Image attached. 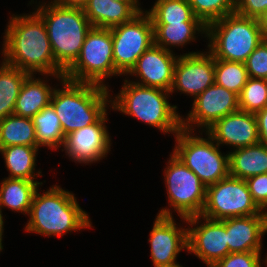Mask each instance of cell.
Returning <instances> with one entry per match:
<instances>
[{
  "instance_id": "33",
  "label": "cell",
  "mask_w": 267,
  "mask_h": 267,
  "mask_svg": "<svg viewBox=\"0 0 267 267\" xmlns=\"http://www.w3.org/2000/svg\"><path fill=\"white\" fill-rule=\"evenodd\" d=\"M250 78L267 80V38H264L245 61Z\"/></svg>"
},
{
  "instance_id": "32",
  "label": "cell",
  "mask_w": 267,
  "mask_h": 267,
  "mask_svg": "<svg viewBox=\"0 0 267 267\" xmlns=\"http://www.w3.org/2000/svg\"><path fill=\"white\" fill-rule=\"evenodd\" d=\"M192 11L206 26L235 12L236 0H188Z\"/></svg>"
},
{
  "instance_id": "12",
  "label": "cell",
  "mask_w": 267,
  "mask_h": 267,
  "mask_svg": "<svg viewBox=\"0 0 267 267\" xmlns=\"http://www.w3.org/2000/svg\"><path fill=\"white\" fill-rule=\"evenodd\" d=\"M201 219L205 222L199 225ZM182 220L191 226L187 228V252L194 253L208 267L230 253L227 244V230L221 220L209 219L202 215ZM194 225L196 227L192 228Z\"/></svg>"
},
{
  "instance_id": "37",
  "label": "cell",
  "mask_w": 267,
  "mask_h": 267,
  "mask_svg": "<svg viewBox=\"0 0 267 267\" xmlns=\"http://www.w3.org/2000/svg\"><path fill=\"white\" fill-rule=\"evenodd\" d=\"M255 115L258 125L259 143L267 146V106Z\"/></svg>"
},
{
  "instance_id": "13",
  "label": "cell",
  "mask_w": 267,
  "mask_h": 267,
  "mask_svg": "<svg viewBox=\"0 0 267 267\" xmlns=\"http://www.w3.org/2000/svg\"><path fill=\"white\" fill-rule=\"evenodd\" d=\"M151 259L154 267H175L180 251L188 249L187 228H180L173 219L171 210L163 208L157 214L150 233Z\"/></svg>"
},
{
  "instance_id": "22",
  "label": "cell",
  "mask_w": 267,
  "mask_h": 267,
  "mask_svg": "<svg viewBox=\"0 0 267 267\" xmlns=\"http://www.w3.org/2000/svg\"><path fill=\"white\" fill-rule=\"evenodd\" d=\"M29 74L20 89L16 100L14 114L33 118L43 108L50 104L54 88L47 85L43 79H36Z\"/></svg>"
},
{
  "instance_id": "1",
  "label": "cell",
  "mask_w": 267,
  "mask_h": 267,
  "mask_svg": "<svg viewBox=\"0 0 267 267\" xmlns=\"http://www.w3.org/2000/svg\"><path fill=\"white\" fill-rule=\"evenodd\" d=\"M12 16L4 35L3 62L29 74L39 72L63 80L65 71L55 61L42 18L35 11Z\"/></svg>"
},
{
  "instance_id": "38",
  "label": "cell",
  "mask_w": 267,
  "mask_h": 267,
  "mask_svg": "<svg viewBox=\"0 0 267 267\" xmlns=\"http://www.w3.org/2000/svg\"><path fill=\"white\" fill-rule=\"evenodd\" d=\"M88 0H53V2L62 7L83 8Z\"/></svg>"
},
{
  "instance_id": "30",
  "label": "cell",
  "mask_w": 267,
  "mask_h": 267,
  "mask_svg": "<svg viewBox=\"0 0 267 267\" xmlns=\"http://www.w3.org/2000/svg\"><path fill=\"white\" fill-rule=\"evenodd\" d=\"M215 83L240 95L249 78L245 63L214 58Z\"/></svg>"
},
{
  "instance_id": "8",
  "label": "cell",
  "mask_w": 267,
  "mask_h": 267,
  "mask_svg": "<svg viewBox=\"0 0 267 267\" xmlns=\"http://www.w3.org/2000/svg\"><path fill=\"white\" fill-rule=\"evenodd\" d=\"M114 75L121 74L114 66L111 29L92 27L87 33L79 57L65 71L64 78L107 87L103 83L104 78Z\"/></svg>"
},
{
  "instance_id": "39",
  "label": "cell",
  "mask_w": 267,
  "mask_h": 267,
  "mask_svg": "<svg viewBox=\"0 0 267 267\" xmlns=\"http://www.w3.org/2000/svg\"><path fill=\"white\" fill-rule=\"evenodd\" d=\"M260 24H261V26L263 28V32H264L265 38H267V11L262 16V18L260 19Z\"/></svg>"
},
{
  "instance_id": "11",
  "label": "cell",
  "mask_w": 267,
  "mask_h": 267,
  "mask_svg": "<svg viewBox=\"0 0 267 267\" xmlns=\"http://www.w3.org/2000/svg\"><path fill=\"white\" fill-rule=\"evenodd\" d=\"M111 35L115 69L125 76L154 44L152 19L142 10L131 21L111 28Z\"/></svg>"
},
{
  "instance_id": "9",
  "label": "cell",
  "mask_w": 267,
  "mask_h": 267,
  "mask_svg": "<svg viewBox=\"0 0 267 267\" xmlns=\"http://www.w3.org/2000/svg\"><path fill=\"white\" fill-rule=\"evenodd\" d=\"M261 212L253 201L245 180L229 175L206 187V201L201 213L206 218L222 220Z\"/></svg>"
},
{
  "instance_id": "29",
  "label": "cell",
  "mask_w": 267,
  "mask_h": 267,
  "mask_svg": "<svg viewBox=\"0 0 267 267\" xmlns=\"http://www.w3.org/2000/svg\"><path fill=\"white\" fill-rule=\"evenodd\" d=\"M153 24L202 22L195 17L188 0H157L150 11Z\"/></svg>"
},
{
  "instance_id": "40",
  "label": "cell",
  "mask_w": 267,
  "mask_h": 267,
  "mask_svg": "<svg viewBox=\"0 0 267 267\" xmlns=\"http://www.w3.org/2000/svg\"><path fill=\"white\" fill-rule=\"evenodd\" d=\"M3 214H2V211H1V209H0V252H1V250L3 249V246H2V235H3V224H4V219H3V216H2Z\"/></svg>"
},
{
  "instance_id": "10",
  "label": "cell",
  "mask_w": 267,
  "mask_h": 267,
  "mask_svg": "<svg viewBox=\"0 0 267 267\" xmlns=\"http://www.w3.org/2000/svg\"><path fill=\"white\" fill-rule=\"evenodd\" d=\"M169 206L178 216L189 218L201 215L206 201V186L199 177L173 153L164 170Z\"/></svg>"
},
{
  "instance_id": "26",
  "label": "cell",
  "mask_w": 267,
  "mask_h": 267,
  "mask_svg": "<svg viewBox=\"0 0 267 267\" xmlns=\"http://www.w3.org/2000/svg\"><path fill=\"white\" fill-rule=\"evenodd\" d=\"M39 147L32 146H7L0 148L7 170L10 172L8 178L26 179L34 181L35 177L41 176L35 172V161Z\"/></svg>"
},
{
  "instance_id": "19",
  "label": "cell",
  "mask_w": 267,
  "mask_h": 267,
  "mask_svg": "<svg viewBox=\"0 0 267 267\" xmlns=\"http://www.w3.org/2000/svg\"><path fill=\"white\" fill-rule=\"evenodd\" d=\"M227 230V244L230 253L261 252L262 236L267 233V217L257 215L230 217L221 220Z\"/></svg>"
},
{
  "instance_id": "15",
  "label": "cell",
  "mask_w": 267,
  "mask_h": 267,
  "mask_svg": "<svg viewBox=\"0 0 267 267\" xmlns=\"http://www.w3.org/2000/svg\"><path fill=\"white\" fill-rule=\"evenodd\" d=\"M206 53L189 52L178 57L171 94L176 90L196 98L215 83L214 57Z\"/></svg>"
},
{
  "instance_id": "20",
  "label": "cell",
  "mask_w": 267,
  "mask_h": 267,
  "mask_svg": "<svg viewBox=\"0 0 267 267\" xmlns=\"http://www.w3.org/2000/svg\"><path fill=\"white\" fill-rule=\"evenodd\" d=\"M138 1L88 0L84 14L93 27L111 29L131 21L142 9Z\"/></svg>"
},
{
  "instance_id": "6",
  "label": "cell",
  "mask_w": 267,
  "mask_h": 267,
  "mask_svg": "<svg viewBox=\"0 0 267 267\" xmlns=\"http://www.w3.org/2000/svg\"><path fill=\"white\" fill-rule=\"evenodd\" d=\"M209 52L215 59L245 63L265 38L259 19L236 12L207 25Z\"/></svg>"
},
{
  "instance_id": "34",
  "label": "cell",
  "mask_w": 267,
  "mask_h": 267,
  "mask_svg": "<svg viewBox=\"0 0 267 267\" xmlns=\"http://www.w3.org/2000/svg\"><path fill=\"white\" fill-rule=\"evenodd\" d=\"M261 252L229 253L211 267H262Z\"/></svg>"
},
{
  "instance_id": "18",
  "label": "cell",
  "mask_w": 267,
  "mask_h": 267,
  "mask_svg": "<svg viewBox=\"0 0 267 267\" xmlns=\"http://www.w3.org/2000/svg\"><path fill=\"white\" fill-rule=\"evenodd\" d=\"M219 146L230 145L236 149L259 143V132L256 115L237 111L217 120L206 130Z\"/></svg>"
},
{
  "instance_id": "43",
  "label": "cell",
  "mask_w": 267,
  "mask_h": 267,
  "mask_svg": "<svg viewBox=\"0 0 267 267\" xmlns=\"http://www.w3.org/2000/svg\"><path fill=\"white\" fill-rule=\"evenodd\" d=\"M263 262L267 265V257L265 258V260Z\"/></svg>"
},
{
  "instance_id": "4",
  "label": "cell",
  "mask_w": 267,
  "mask_h": 267,
  "mask_svg": "<svg viewBox=\"0 0 267 267\" xmlns=\"http://www.w3.org/2000/svg\"><path fill=\"white\" fill-rule=\"evenodd\" d=\"M170 91L142 86L125 80L120 93L110 100L113 110L137 118L163 133L176 135L182 129V116L168 101Z\"/></svg>"
},
{
  "instance_id": "14",
  "label": "cell",
  "mask_w": 267,
  "mask_h": 267,
  "mask_svg": "<svg viewBox=\"0 0 267 267\" xmlns=\"http://www.w3.org/2000/svg\"><path fill=\"white\" fill-rule=\"evenodd\" d=\"M239 110L238 95L214 83L194 98L192 110L182 118V129L194 132V125L206 131L217 120Z\"/></svg>"
},
{
  "instance_id": "36",
  "label": "cell",
  "mask_w": 267,
  "mask_h": 267,
  "mask_svg": "<svg viewBox=\"0 0 267 267\" xmlns=\"http://www.w3.org/2000/svg\"><path fill=\"white\" fill-rule=\"evenodd\" d=\"M267 11V0H236L235 12L255 19H261Z\"/></svg>"
},
{
  "instance_id": "17",
  "label": "cell",
  "mask_w": 267,
  "mask_h": 267,
  "mask_svg": "<svg viewBox=\"0 0 267 267\" xmlns=\"http://www.w3.org/2000/svg\"><path fill=\"white\" fill-rule=\"evenodd\" d=\"M177 59L172 50L153 44L138 58L128 74L141 78V83L132 81L136 84L170 91Z\"/></svg>"
},
{
  "instance_id": "41",
  "label": "cell",
  "mask_w": 267,
  "mask_h": 267,
  "mask_svg": "<svg viewBox=\"0 0 267 267\" xmlns=\"http://www.w3.org/2000/svg\"><path fill=\"white\" fill-rule=\"evenodd\" d=\"M262 212L266 215L267 217V206L262 210Z\"/></svg>"
},
{
  "instance_id": "5",
  "label": "cell",
  "mask_w": 267,
  "mask_h": 267,
  "mask_svg": "<svg viewBox=\"0 0 267 267\" xmlns=\"http://www.w3.org/2000/svg\"><path fill=\"white\" fill-rule=\"evenodd\" d=\"M37 5L45 23L56 63L66 71L79 57L87 33L93 27L83 8L62 7L53 1Z\"/></svg>"
},
{
  "instance_id": "16",
  "label": "cell",
  "mask_w": 267,
  "mask_h": 267,
  "mask_svg": "<svg viewBox=\"0 0 267 267\" xmlns=\"http://www.w3.org/2000/svg\"><path fill=\"white\" fill-rule=\"evenodd\" d=\"M107 111L94 123L65 136L63 147L70 159L78 163H94L107 155L111 139L105 123Z\"/></svg>"
},
{
  "instance_id": "2",
  "label": "cell",
  "mask_w": 267,
  "mask_h": 267,
  "mask_svg": "<svg viewBox=\"0 0 267 267\" xmlns=\"http://www.w3.org/2000/svg\"><path fill=\"white\" fill-rule=\"evenodd\" d=\"M38 191L33 197L25 231L61 237L67 232L92 227L87 212L79 206L73 193L58 185L43 194Z\"/></svg>"
},
{
  "instance_id": "25",
  "label": "cell",
  "mask_w": 267,
  "mask_h": 267,
  "mask_svg": "<svg viewBox=\"0 0 267 267\" xmlns=\"http://www.w3.org/2000/svg\"><path fill=\"white\" fill-rule=\"evenodd\" d=\"M21 145L40 147L32 118L11 114L0 119V148Z\"/></svg>"
},
{
  "instance_id": "23",
  "label": "cell",
  "mask_w": 267,
  "mask_h": 267,
  "mask_svg": "<svg viewBox=\"0 0 267 267\" xmlns=\"http://www.w3.org/2000/svg\"><path fill=\"white\" fill-rule=\"evenodd\" d=\"M42 182L26 179L4 178L0 185V209L29 214L33 197Z\"/></svg>"
},
{
  "instance_id": "28",
  "label": "cell",
  "mask_w": 267,
  "mask_h": 267,
  "mask_svg": "<svg viewBox=\"0 0 267 267\" xmlns=\"http://www.w3.org/2000/svg\"><path fill=\"white\" fill-rule=\"evenodd\" d=\"M32 120L40 147L46 146L52 150L61 148L65 136L62 132L60 119L51 104L37 113Z\"/></svg>"
},
{
  "instance_id": "31",
  "label": "cell",
  "mask_w": 267,
  "mask_h": 267,
  "mask_svg": "<svg viewBox=\"0 0 267 267\" xmlns=\"http://www.w3.org/2000/svg\"><path fill=\"white\" fill-rule=\"evenodd\" d=\"M239 98L240 111L256 114L267 106V80L248 78Z\"/></svg>"
},
{
  "instance_id": "21",
  "label": "cell",
  "mask_w": 267,
  "mask_h": 267,
  "mask_svg": "<svg viewBox=\"0 0 267 267\" xmlns=\"http://www.w3.org/2000/svg\"><path fill=\"white\" fill-rule=\"evenodd\" d=\"M229 154V175L246 180L267 173V146L258 143L235 149Z\"/></svg>"
},
{
  "instance_id": "3",
  "label": "cell",
  "mask_w": 267,
  "mask_h": 267,
  "mask_svg": "<svg viewBox=\"0 0 267 267\" xmlns=\"http://www.w3.org/2000/svg\"><path fill=\"white\" fill-rule=\"evenodd\" d=\"M62 89L54 88L50 104L60 119L64 136L94 124L110 104L108 87L73 82L63 78Z\"/></svg>"
},
{
  "instance_id": "7",
  "label": "cell",
  "mask_w": 267,
  "mask_h": 267,
  "mask_svg": "<svg viewBox=\"0 0 267 267\" xmlns=\"http://www.w3.org/2000/svg\"><path fill=\"white\" fill-rule=\"evenodd\" d=\"M192 134V135H191ZM173 154L192 170L207 187L229 176V154L223 155L219 145L208 135L207 139L181 129Z\"/></svg>"
},
{
  "instance_id": "24",
  "label": "cell",
  "mask_w": 267,
  "mask_h": 267,
  "mask_svg": "<svg viewBox=\"0 0 267 267\" xmlns=\"http://www.w3.org/2000/svg\"><path fill=\"white\" fill-rule=\"evenodd\" d=\"M200 32H207V26L203 22L153 24L154 44L166 50H170L169 46L184 47L186 43L195 41V35Z\"/></svg>"
},
{
  "instance_id": "42",
  "label": "cell",
  "mask_w": 267,
  "mask_h": 267,
  "mask_svg": "<svg viewBox=\"0 0 267 267\" xmlns=\"http://www.w3.org/2000/svg\"><path fill=\"white\" fill-rule=\"evenodd\" d=\"M112 1H138V0H112Z\"/></svg>"
},
{
  "instance_id": "27",
  "label": "cell",
  "mask_w": 267,
  "mask_h": 267,
  "mask_svg": "<svg viewBox=\"0 0 267 267\" xmlns=\"http://www.w3.org/2000/svg\"><path fill=\"white\" fill-rule=\"evenodd\" d=\"M0 66V119H3L14 114L21 86L29 73L3 61Z\"/></svg>"
},
{
  "instance_id": "35",
  "label": "cell",
  "mask_w": 267,
  "mask_h": 267,
  "mask_svg": "<svg viewBox=\"0 0 267 267\" xmlns=\"http://www.w3.org/2000/svg\"><path fill=\"white\" fill-rule=\"evenodd\" d=\"M245 181L253 201L263 210L267 206V173L249 177Z\"/></svg>"
}]
</instances>
